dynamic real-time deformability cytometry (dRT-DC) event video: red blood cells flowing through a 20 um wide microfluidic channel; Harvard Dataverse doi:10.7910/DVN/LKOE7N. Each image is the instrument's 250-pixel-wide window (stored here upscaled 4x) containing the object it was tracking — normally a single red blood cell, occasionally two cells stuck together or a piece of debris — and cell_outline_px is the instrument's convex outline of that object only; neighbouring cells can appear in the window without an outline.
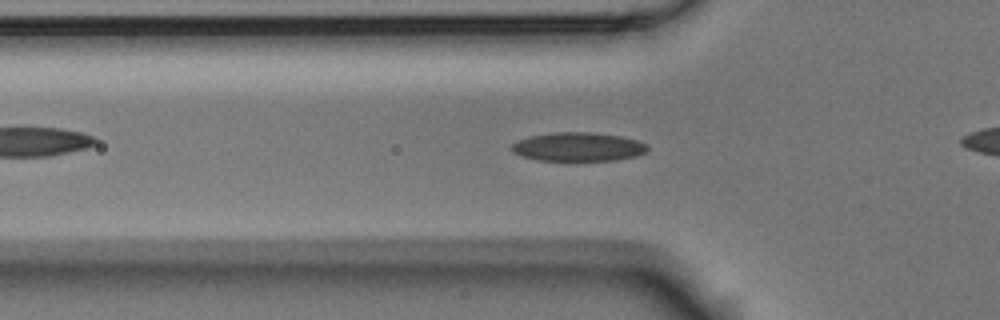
{"species": "Egyptian fruit bat (a non-hibernating species)", "species_latin": "Rousettus aegyptiacus", "temperature_condition": "room temperature", "stored_images_in_passage": 43, "camera_frame_rate_fps": 3000, "um_per_image_px": 0.085, "animal": {"sex": "male"}, "frame": {"image": 1, "passage_image": 17, "time_ms": 5.333, "image_size_px": [1000, 320], "cell_outline_px": [[648, 148], [644, 152], [636, 156], [616, 160], [540, 160], [524, 156], [512, 152], [512, 144], [516, 140], [528, 136], [556, 132], [592, 132], [620, 136], [636, 140], [648, 144]], "centroid_in_image_um": [49.14, 12.47], "position_along_channel_um": 76.7, "area_um2": 22.66}}
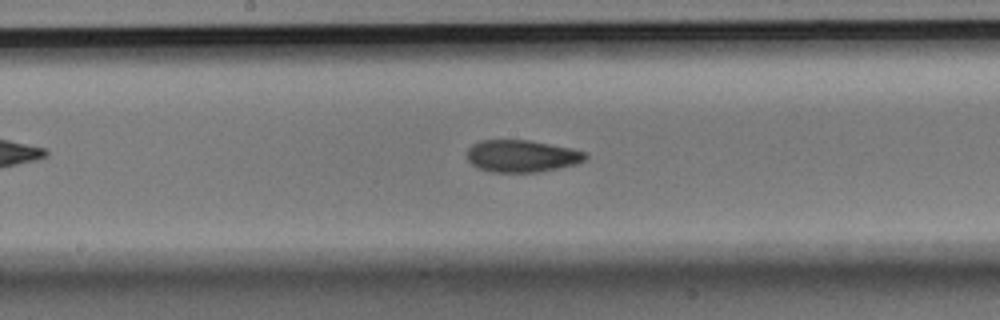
{"frame": {"image": 2, "passage_image": 27, "time_ms": 8.667, "image_size_px": [1000, 320], "cell_outline_px": [[588, 156], [584, 160], [576, 164], [560, 168], [536, 172], [492, 172], [480, 168], [472, 164], [468, 160], [468, 148], [472, 144], [480, 140], [528, 140], [572, 148], [588, 152]], "centroid_in_image_um": [44.38, 13.26], "position_along_channel_um": 203.8, "area_um2": 22.2}}
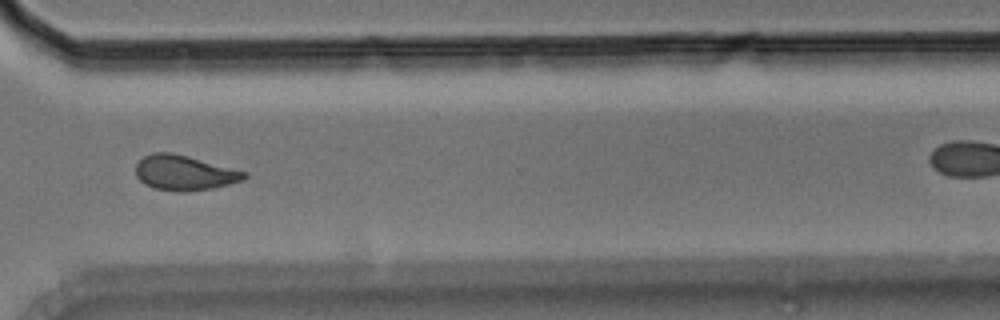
{"frame": {"image": 3, "passage_image": 39, "time_ms": 12.667, "image_size_px": [1000, 320], "cell_outline_px": [[248, 176], [244, 180], [212, 188], [184, 192], [176, 192], [152, 188], [144, 184], [136, 176], [136, 164], [144, 156], [152, 152], [172, 152], [188, 156], [248, 172]], "centroid_in_image_um": [15.66, 14.69], "position_along_channel_um": 354.9, "area_um2": 22.31}}